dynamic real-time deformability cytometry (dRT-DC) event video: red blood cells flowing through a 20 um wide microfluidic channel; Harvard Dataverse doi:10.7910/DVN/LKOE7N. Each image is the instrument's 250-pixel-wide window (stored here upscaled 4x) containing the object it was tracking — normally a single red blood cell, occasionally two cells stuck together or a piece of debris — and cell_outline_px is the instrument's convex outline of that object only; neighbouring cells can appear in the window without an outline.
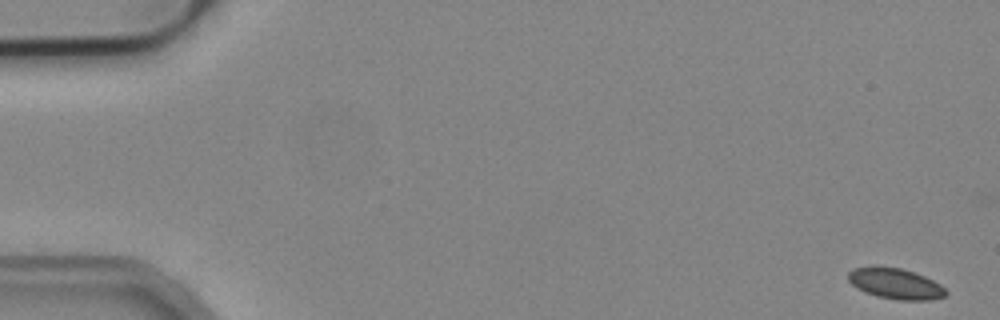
{"species": "common noctule bat (a hibernating species)", "species_latin": "Nyctalus noctula", "temperature_condition": "cold", "stored_images_in_passage": 54, "camera_frame_rate_fps": 3000, "um_per_image_px": 0.085, "animal": {"sex": "male", "body_mass_g": 19.2, "forearm_length_mm": 51.8}, "frame": {"image": 1, "passage_image": 1, "time_ms": 0.0, "image_size_px": [1000, 320], "cell_outline_px": [[948, 292], [944, 296], [932, 300], [900, 300], [876, 296], [864, 292], [856, 288], [848, 280], [848, 272], [852, 268], [900, 268], [924, 276], [940, 284]], "centroid_in_image_um": [76.12, 24.14], "position_along_channel_um": 8.9, "area_um2": 17.11}}
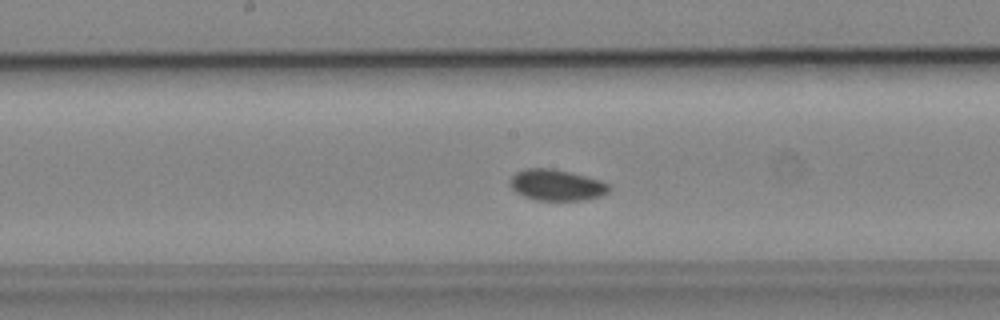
{"frame": {"image": 2, "passage_image": 28, "time_ms": 9.0, "image_size_px": [1000, 320], "cell_outline_px": [[608, 192], [600, 196], [584, 200], [536, 200], [524, 196], [516, 192], [508, 184], [508, 180], [516, 172], [524, 168], [552, 168], [600, 180], [608, 184]], "centroid_in_image_um": [47.24, 15.72], "position_along_channel_um": 201.0, "area_um2": 17.86}}
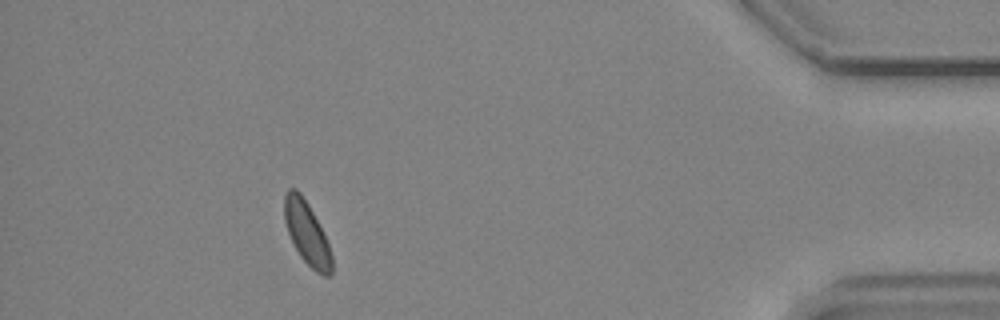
{"frame": {"image": 3, "passage_image": 49, "time_ms": 16.0, "image_size_px": [1000, 320], "cell_outline_px": [[332, 272], [328, 276], [324, 276], [316, 272], [300, 256], [292, 244], [284, 220], [284, 192], [288, 188], [296, 188], [300, 192], [308, 204], [328, 244], [332, 256]], "centroid_in_image_um": [26.05, 19.8], "position_along_channel_um": 409.2, "area_um2": 17.22}, "authors_computed_cell_mechanics": {"area_um2": 17.629, "velocity_mm_per_s": 3.7705, "shape_relaxation_time_tau1_ms": 1.2414, "shape_relaxation_time_tau2_ms": null, "deformation_change_tau1": 0.0275, "deformation_change_tau2": null}}